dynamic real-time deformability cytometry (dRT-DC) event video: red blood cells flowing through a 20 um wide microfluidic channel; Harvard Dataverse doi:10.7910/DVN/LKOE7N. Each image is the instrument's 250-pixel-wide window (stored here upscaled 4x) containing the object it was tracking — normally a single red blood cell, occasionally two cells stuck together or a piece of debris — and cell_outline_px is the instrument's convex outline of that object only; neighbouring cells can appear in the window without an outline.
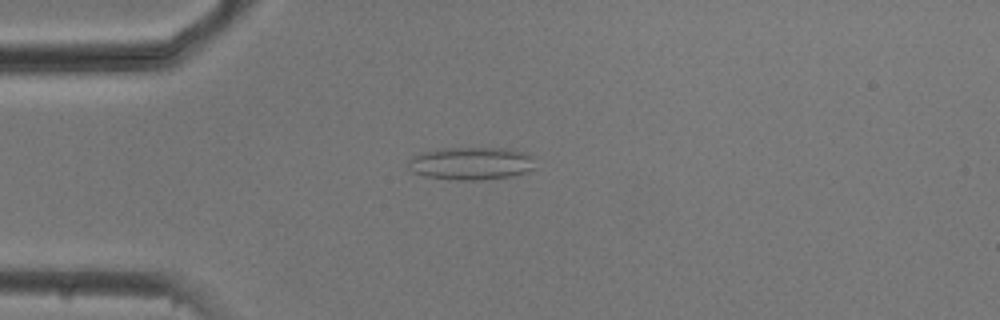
{"species": "common noctule bat (a hibernating species)", "species_latin": "Nyctalus noctula", "temperature_condition": "cold", "stored_images_in_passage": 48, "camera_frame_rate_fps": 3000, "um_per_image_px": 0.085, "animal": {"sex": "male", "body_mass_g": 20.5, "forearm_length_mm": 52.5}, "frame": {"image": 1, "passage_image": 8, "time_ms": 2.333, "image_size_px": [1000, 320], "cell_outline_px": [[536, 168], [528, 172], [512, 176], [476, 180], [460, 180], [424, 176], [412, 172], [408, 168], [408, 160], [412, 156], [420, 152], [444, 148], [508, 148], [536, 156]], "centroid_in_image_um": [40.09, 13.88], "position_along_channel_um": 44.9, "area_um2": 24.68}}
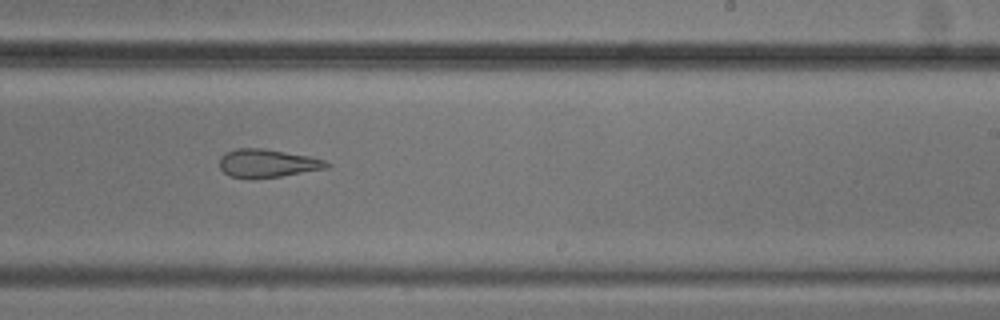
{"frame": {"image": 2, "passage_image": 27, "time_ms": 8.667, "image_size_px": [1000, 320], "cell_outline_px": [[332, 164], [328, 168], [280, 176], [228, 176], [220, 168], [220, 156], [236, 148], [264, 148], [308, 156], [324, 160]], "centroid_in_image_um": [22.76, 13.84], "position_along_channel_um": 266.2, "area_um2": 17.05}}
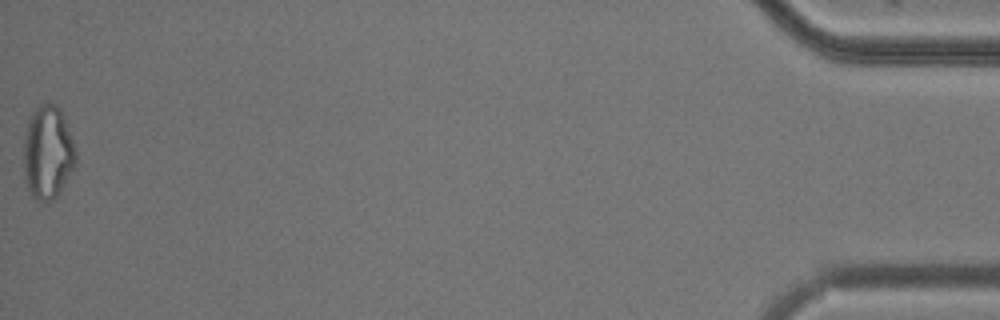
{"frame": {"image": 3, "passage_image": 48, "time_ms": 15.667, "image_size_px": [1000, 320], "cell_outline_px": [[76, 160], [72, 168], [56, 196], [52, 200], [36, 200], [28, 192], [24, 180], [24, 136], [28, 120], [32, 112], [40, 104], [48, 100], [56, 104], [60, 108], [64, 116], [76, 152]], "centroid_in_image_um": [4.02, 12.9], "position_along_channel_um": 431.2, "area_um2": 28.32}, "authors_computed_cell_mechanics": {"area_um2": 21.6461, "velocity_mm_per_s": 3.757, "shape_relaxation_time_tau1_ms": 4.0737, "shape_relaxation_time_tau2_ms": 2.7348, "deformation_change_tau1": 0.1176, "deformation_change_tau2": 0.1212}}